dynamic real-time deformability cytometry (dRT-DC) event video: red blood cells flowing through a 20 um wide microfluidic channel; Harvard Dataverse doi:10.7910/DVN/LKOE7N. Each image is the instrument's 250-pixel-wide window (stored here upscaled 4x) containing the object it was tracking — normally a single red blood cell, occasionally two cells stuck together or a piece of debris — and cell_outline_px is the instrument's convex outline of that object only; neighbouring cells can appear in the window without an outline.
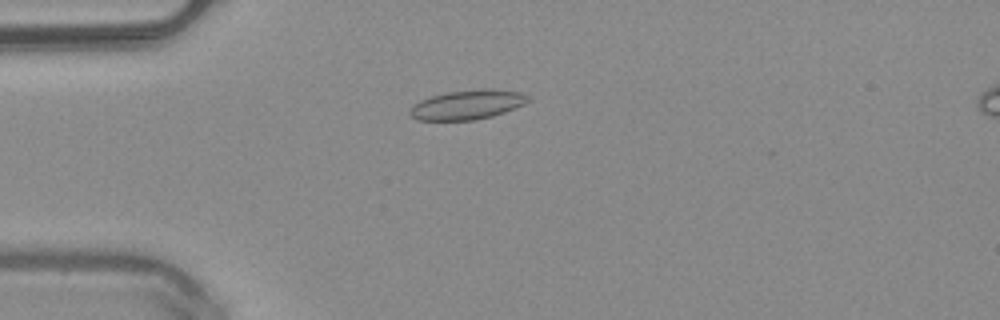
{"species": "common noctule bat (a hibernating species)", "species_latin": "Nyctalus noctula", "temperature_condition": "warm", "stored_images_in_passage": 44, "camera_frame_rate_fps": 3000, "um_per_image_px": 0.085, "animal": {"sex": "male", "body_mass_g": 20.4}, "frame": {"image": 1, "passage_image": 9, "time_ms": 2.667, "image_size_px": [1000, 320], "cell_outline_px": [[528, 100], [524, 104], [504, 112], [492, 116], [476, 120], [416, 120], [408, 112], [408, 108], [412, 104], [420, 100], [432, 96], [448, 92], [492, 88], [520, 92], [528, 96]], "centroid_in_image_um": [39.68, 8.9], "position_along_channel_um": 45.3, "area_um2": 20.23}}
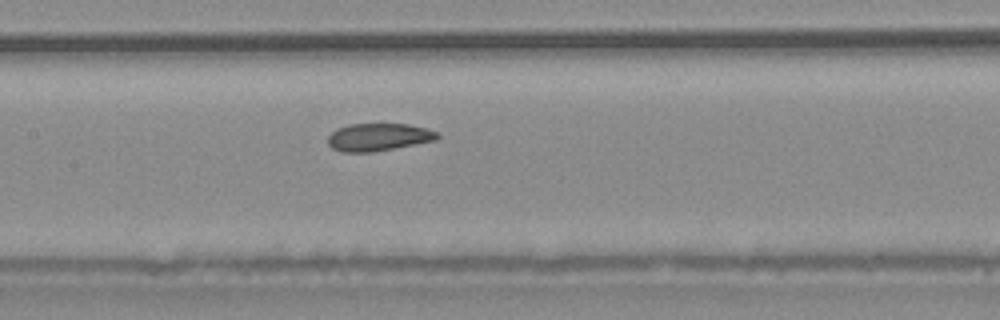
{"frame": {"image": 2, "passage_image": 20, "time_ms": 6.333, "image_size_px": [1000, 320], "cell_outline_px": [[440, 136], [436, 140], [416, 144], [372, 152], [340, 152], [332, 148], [328, 144], [328, 136], [336, 128], [352, 124], [408, 124], [428, 128], [440, 132]], "centroid_in_image_um": [32.19, 11.65], "position_along_channel_um": 175.2, "area_um2": 17.74}}
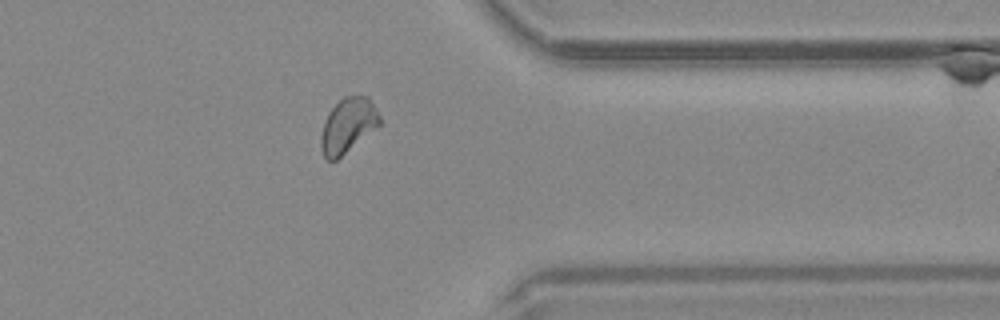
{"frame": {"image": 3, "passage_image": 36, "time_ms": 11.667, "image_size_px": [1000, 320], "cell_outline_px": [[380, 124], [336, 160], [328, 160], [324, 156], [320, 148], [320, 136], [324, 120], [328, 112], [344, 96], [368, 96], [380, 116]], "centroid_in_image_um": [29.53, 10.65], "position_along_channel_um": 381.9, "area_um2": 18.44}, "authors_computed_cell_mechanics": {"area_um2": 18.4382, "velocity_mm_per_s": 4.0436, "shape_relaxation_time_tau1_ms": 10.8376, "shape_relaxation_time_tau2_ms": 2.5236, "deformation_change_tau1": 0.1741, "deformation_change_tau2": 0.0508}}